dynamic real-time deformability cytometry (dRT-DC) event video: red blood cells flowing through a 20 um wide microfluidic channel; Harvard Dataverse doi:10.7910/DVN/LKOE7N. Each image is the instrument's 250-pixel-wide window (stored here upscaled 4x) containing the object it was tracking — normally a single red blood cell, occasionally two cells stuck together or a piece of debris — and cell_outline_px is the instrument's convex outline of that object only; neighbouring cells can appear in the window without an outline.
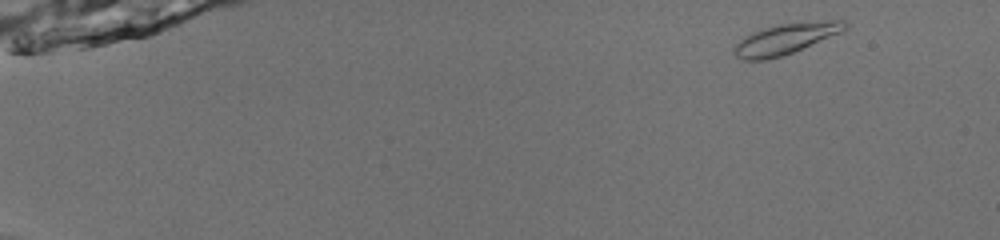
{"species": "common noctule bat (a hibernating species)", "species_latin": "Nyctalus noctula", "temperature_condition": "room temperature", "stored_images_in_passage": 49, "camera_frame_rate_fps": 3000, "um_per_image_px": 0.085, "animal": {"sex": "male", "body_mass_g": 13.0, "forearm_length_mm": 53.1}, "frame": {"image": 1, "passage_image": 2, "time_ms": 0.333, "image_size_px": [1000, 240], "cell_outline_px": [[848, 28], [840, 32], [792, 52], [780, 56], [764, 60], [740, 60], [732, 52], [732, 48], [740, 40], [752, 32], [764, 28], [780, 24], [828, 20], [844, 20], [848, 24]], "centroid_in_image_um": [66.74, 3.3], "position_along_channel_um": 18.3, "area_um2": 19.48}}
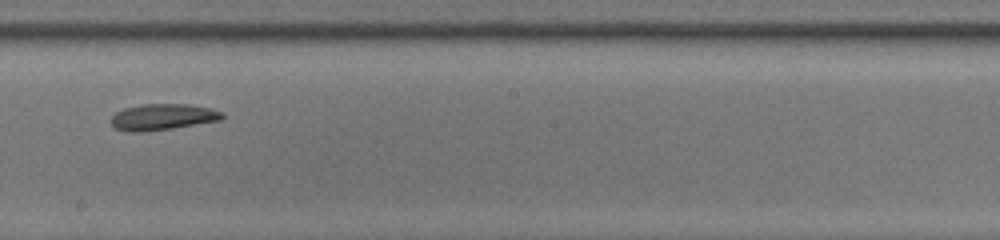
{"frame": {"image": 2, "passage_image": 29, "time_ms": 9.333, "image_size_px": [1000, 240], "cell_outline_px": [[224, 116], [220, 120], [172, 128], [140, 132], [128, 132], [116, 128], [112, 124], [112, 116], [116, 112], [124, 108], [140, 104], [188, 104], [208, 108], [224, 112]], "centroid_in_image_um": [13.81, 9.93], "position_along_channel_um": 234.4, "area_um2": 16.82}}
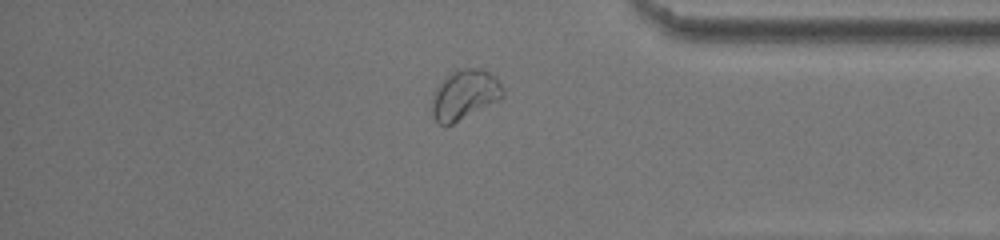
{"frame": {"image": 3, "passage_image": 42, "time_ms": 13.667, "image_size_px": [1000, 240], "cell_outline_px": [[504, 96], [500, 100], [444, 128], [432, 116], [432, 96], [436, 88], [456, 68], [480, 68], [496, 76], [500, 80], [504, 88]], "centroid_in_image_um": [39.52, 8.05], "position_along_channel_um": 395.7, "area_um2": 20.81}, "authors_computed_cell_mechanics": {"area_um2": 18.0914, "velocity_mm_per_s": 3.962, "shape_relaxation_time_tau1_ms": 6.8746, "shape_relaxation_time_tau2_ms": null, "deformation_change_tau1": 0.1118, "deformation_change_tau2": null}}